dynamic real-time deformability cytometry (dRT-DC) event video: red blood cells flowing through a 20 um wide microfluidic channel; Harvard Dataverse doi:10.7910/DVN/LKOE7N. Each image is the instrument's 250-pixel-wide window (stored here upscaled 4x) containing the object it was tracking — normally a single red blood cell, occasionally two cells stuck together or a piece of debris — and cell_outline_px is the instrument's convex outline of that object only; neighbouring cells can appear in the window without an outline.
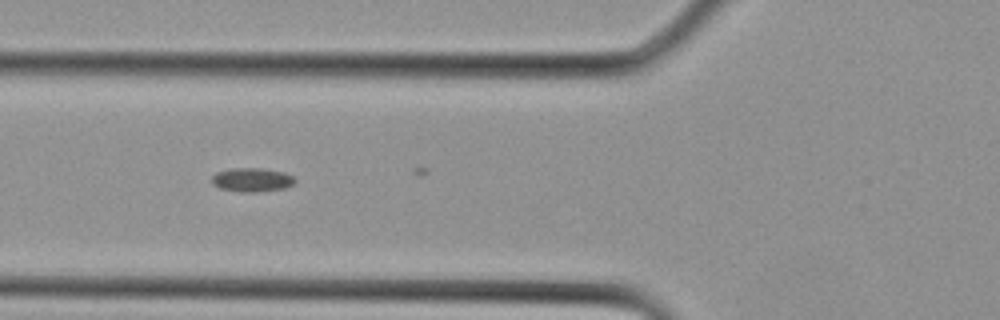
{"species": "Egyptian fruit bat (a non-hibernating species)", "species_latin": "Rousettus aegyptiacus", "temperature_condition": "cold", "stored_images_in_passage": 6, "camera_frame_rate_fps": 3000, "um_per_image_px": 0.085, "animal": {"sex": "female"}, "frame": {"image": 1, "passage_image": 4, "time_ms": 1.0, "image_size_px": [1000, 320], "cell_outline_px": [[296, 180], [292, 184], [284, 188], [256, 192], [244, 192], [220, 188], [212, 184], [212, 176], [216, 172], [232, 168], [260, 168], [284, 172], [292, 176]], "centroid_in_image_um": [21.4, 15.27], "position_along_channel_um": 104.4, "area_um2": 11.44}}